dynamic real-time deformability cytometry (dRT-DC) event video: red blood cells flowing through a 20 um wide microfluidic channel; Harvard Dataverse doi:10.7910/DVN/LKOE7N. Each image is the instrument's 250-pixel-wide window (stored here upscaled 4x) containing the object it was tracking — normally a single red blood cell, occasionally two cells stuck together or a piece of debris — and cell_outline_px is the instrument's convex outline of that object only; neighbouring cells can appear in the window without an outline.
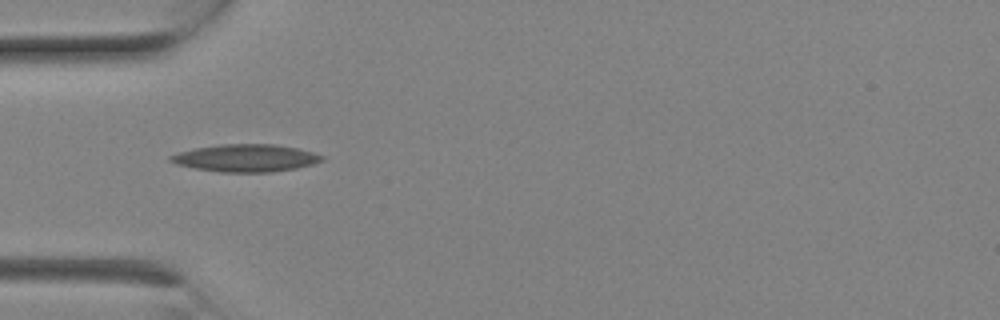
{"species": "Egyptian fruit bat (a non-hibernating species)", "species_latin": "Rousettus aegyptiacus", "temperature_condition": "room temperature", "stored_images_in_passage": 2, "camera_frame_rate_fps": 3000, "um_per_image_px": 0.085, "animal": {"sex": "female"}, "frame": {"image": 1, "passage_image": 1, "time_ms": 0.0, "image_size_px": [1000, 320], "cell_outline_px": [[324, 160], [312, 164], [296, 168], [268, 172], [220, 172], [196, 168], [176, 164], [168, 160], [168, 156], [176, 152], [196, 148], [220, 144], [272, 144], [296, 148], [312, 152], [324, 156]], "centroid_in_image_um": [20.85, 13.43], "position_along_channel_um": 64.2, "area_um2": 24.1}}